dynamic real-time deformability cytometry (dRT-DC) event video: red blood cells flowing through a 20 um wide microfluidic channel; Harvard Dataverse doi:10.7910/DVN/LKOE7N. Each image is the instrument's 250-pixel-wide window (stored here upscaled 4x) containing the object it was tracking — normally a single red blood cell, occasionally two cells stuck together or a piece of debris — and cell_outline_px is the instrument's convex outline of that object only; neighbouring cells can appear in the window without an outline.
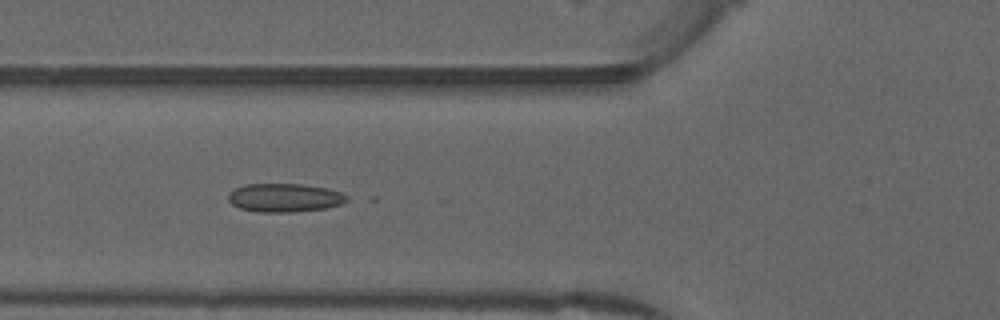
{"species": "common noctule bat (a hibernating species)", "species_latin": "Nyctalus noctula", "temperature_condition": "warm", "stored_images_in_passage": 17, "camera_frame_rate_fps": 3000, "um_per_image_px": 0.085, "animal": {"sex": "male", "forearm_length_mm": 52.5}, "frame": {"image": 1, "passage_image": 12, "time_ms": 3.667, "image_size_px": [1000, 320], "cell_outline_px": [[348, 200], [340, 204], [324, 208], [296, 212], [256, 212], [240, 208], [232, 204], [228, 200], [228, 192], [244, 184], [304, 184], [324, 188], [340, 192], [348, 196]], "centroid_in_image_um": [24.15, 16.81], "position_along_channel_um": 101.6, "area_um2": 19.71}}